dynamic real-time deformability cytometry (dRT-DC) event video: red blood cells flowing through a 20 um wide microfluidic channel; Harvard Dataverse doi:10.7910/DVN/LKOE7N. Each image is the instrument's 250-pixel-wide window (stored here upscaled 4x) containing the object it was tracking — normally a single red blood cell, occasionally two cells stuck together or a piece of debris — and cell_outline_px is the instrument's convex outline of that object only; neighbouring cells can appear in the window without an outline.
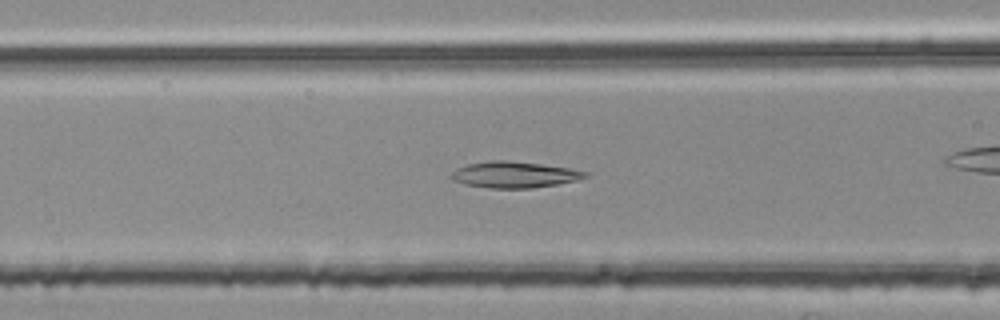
{"species": "common noctule bat (a hibernating species)", "species_latin": "Nyctalus noctula", "temperature_condition": "room temperature", "stored_images_in_passage": 47, "segment_of_instrument_passage": [1, 2], "camera_frame_rate_fps": 3000, "um_per_image_px": 0.085, "animal": {"sex": "female", "body_mass_g": 25.1}, "frame": {"image": 1, "passage_image": 14, "time_ms": 4.333, "image_size_px": [1000, 320], "cell_outline_px": [[592, 176], [576, 180], [556, 184], [532, 188], [488, 188], [468, 184], [452, 180], [448, 176], [456, 168], [468, 164], [492, 160], [508, 160], [540, 164], [568, 168], [588, 172]], "centroid_in_image_um": [43.71, 14.84], "position_along_channel_um": 122.9, "area_um2": 20.4}}
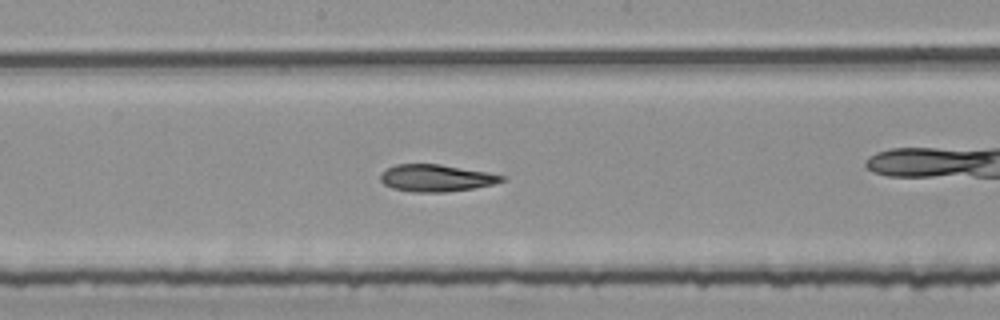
{"frame": {"image": 2, "passage_image": 21, "time_ms": 6.667, "image_size_px": [1000, 320], "cell_outline_px": [[508, 180], [492, 184], [472, 188], [444, 192], [412, 192], [392, 188], [384, 184], [380, 180], [380, 176], [388, 168], [396, 164], [440, 164], [508, 176]], "centroid_in_image_um": [37.1, 15.13], "position_along_channel_um": 211.1, "area_um2": 19.02}}
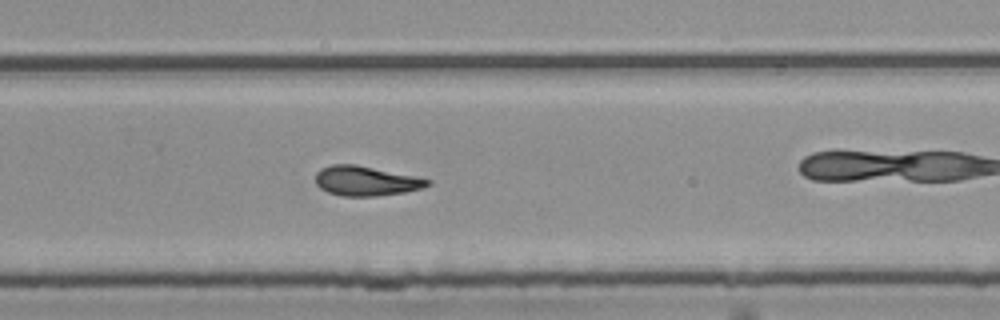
{"frame": {"image": 3, "passage_image": 28, "time_ms": 9.0, "image_size_px": [1000, 320], "cell_outline_px": [[432, 184], [420, 188], [404, 192], [376, 196], [340, 196], [328, 192], [320, 188], [316, 184], [316, 172], [320, 168], [332, 164], [356, 164], [432, 180]], "centroid_in_image_um": [31.06, 15.38], "position_along_channel_um": 298.7, "area_um2": 19.31}}